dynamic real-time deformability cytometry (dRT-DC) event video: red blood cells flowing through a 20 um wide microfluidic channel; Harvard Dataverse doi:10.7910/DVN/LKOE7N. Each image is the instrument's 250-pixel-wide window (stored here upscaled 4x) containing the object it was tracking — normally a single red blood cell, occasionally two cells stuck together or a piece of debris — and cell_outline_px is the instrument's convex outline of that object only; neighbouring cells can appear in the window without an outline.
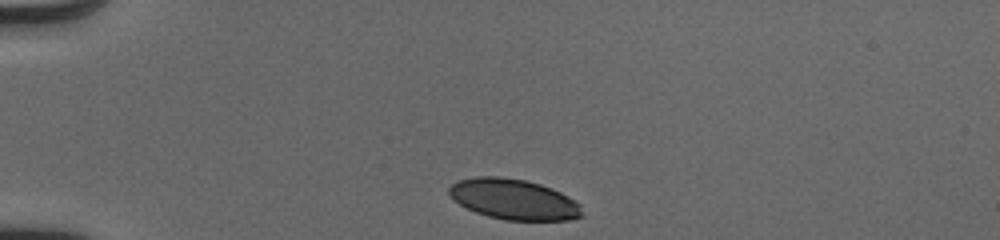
{"species": "human", "species_latin": "Homo sapiens", "temperature_condition": "cold", "stored_images_in_passage": 34, "camera_frame_rate_fps": 3000, "um_per_image_px": 0.085, "donor": {"sex": "male"}, "frame": {"image": 1, "passage_image": 1, "time_ms": 0.0, "image_size_px": [1000, 240], "cell_outline_px": [[584, 216], [568, 220], [504, 220], [488, 216], [476, 212], [460, 204], [448, 192], [448, 188], [452, 184], [460, 180], [476, 176], [500, 176], [524, 180], [540, 184], [560, 192], [568, 196], [580, 204]], "centroid_in_image_um": [43.69, 16.94], "position_along_channel_um": 41.3, "area_um2": 31.21}}
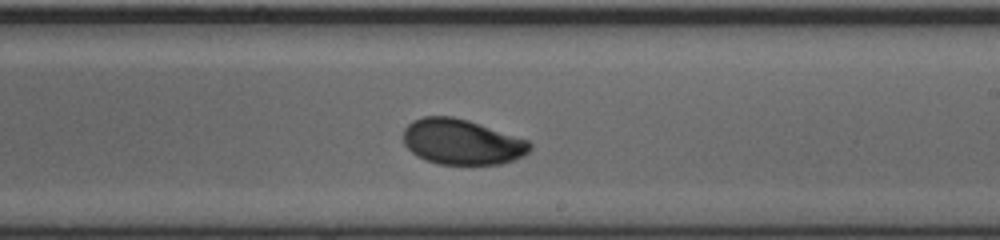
{"frame": {"image": 2, "passage_image": 20, "time_ms": 6.333, "image_size_px": [1000, 240], "cell_outline_px": [[532, 148], [528, 152], [512, 160], [500, 164], [440, 164], [424, 160], [416, 156], [404, 144], [404, 128], [412, 120], [424, 116], [452, 116], [468, 120], [528, 140], [532, 144]], "centroid_in_image_um": [39.23, 12.05], "position_along_channel_um": 249.8, "area_um2": 33.41}}
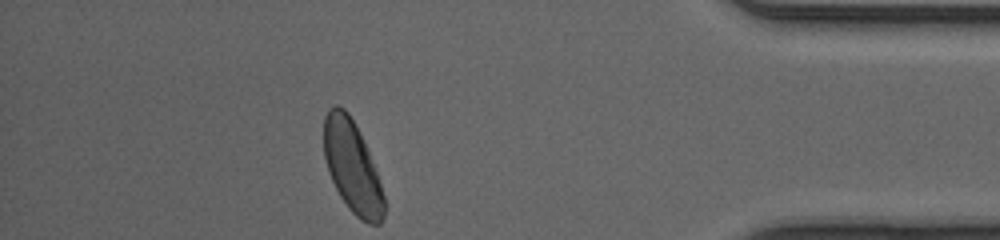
{"frame": {"image": 3, "passage_image": 34, "time_ms": 11.0, "image_size_px": [1000, 240], "cell_outline_px": [[384, 216], [380, 224], [368, 224], [360, 220], [348, 208], [340, 196], [328, 172], [324, 156], [324, 116], [328, 108], [336, 104], [344, 108], [348, 112], [368, 152], [376, 172], [384, 196]], "centroid_in_image_um": [29.91, 14.2], "position_along_channel_um": 405.3, "area_um2": 31.79}, "authors_computed_cell_mechanics": {"area_um2": 33.0327, "velocity_mm_per_s": 4.0699, "shape_relaxation_time_tau1_ms": 2.1314, "shape_relaxation_time_tau2_ms": 1.0839, "deformation_change_tau1": 0.1244, "deformation_change_tau2": 0.0425}}